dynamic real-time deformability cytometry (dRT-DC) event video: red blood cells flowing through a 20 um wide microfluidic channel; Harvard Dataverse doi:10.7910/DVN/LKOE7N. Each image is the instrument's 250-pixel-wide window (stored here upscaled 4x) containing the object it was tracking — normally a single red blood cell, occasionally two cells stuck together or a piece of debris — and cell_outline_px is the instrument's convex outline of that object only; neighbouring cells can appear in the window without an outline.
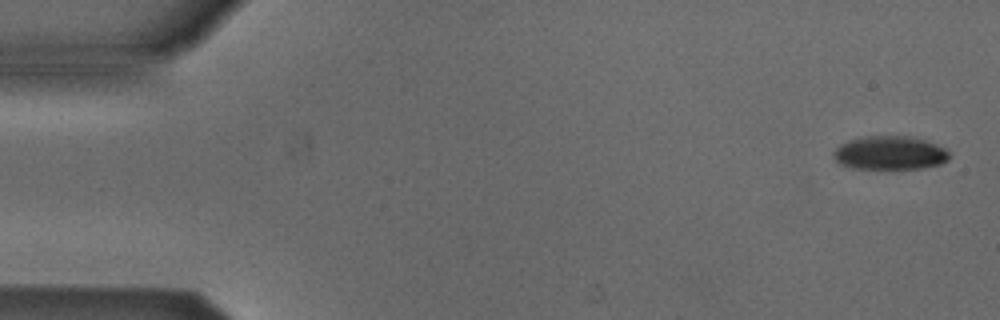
{"species": "Egyptian fruit bat (a non-hibernating species)", "species_latin": "Rousettus aegyptiacus", "temperature_condition": "cold", "stored_images_in_passage": 5, "segment_of_instrument_passage": [1, 2], "camera_frame_rate_fps": 3000, "um_per_image_px": 0.085, "animal": {"sex": "male"}, "frame": {"image": 1, "passage_image": 1, "time_ms": 0.0, "image_size_px": [1000, 320], "cell_outline_px": [[952, 156], [948, 160], [940, 164], [924, 168], [852, 168], [840, 164], [836, 160], [832, 152], [840, 144], [848, 140], [868, 136], [908, 136], [924, 140], [936, 144], [944, 148]], "centroid_in_image_um": [75.65, 13.0], "position_along_channel_um": 9.4, "area_um2": 22.6}}
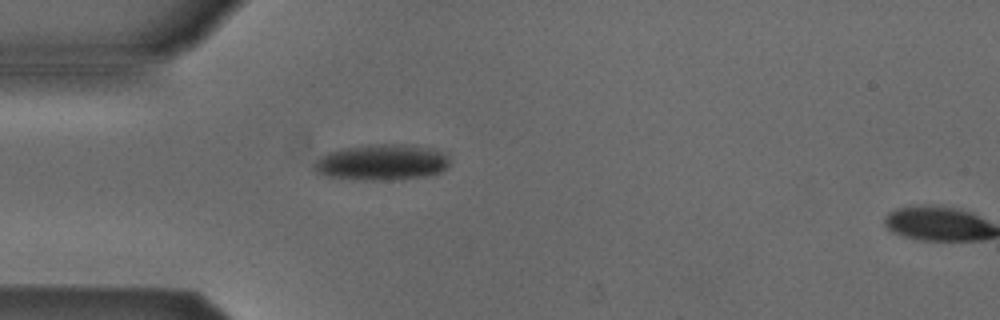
{"frame": {"image": 2, "passage_image": 4, "time_ms": 1.0, "image_size_px": [1000, 320], "cell_outline_px": [[448, 168], [440, 172], [428, 176], [392, 180], [352, 180], [324, 176], [316, 172], [312, 168], [316, 160], [320, 156], [328, 152], [344, 148], [368, 144], [400, 144], [432, 148], [444, 152], [448, 156]], "centroid_in_image_um": [32.43, 13.81], "position_along_channel_um": 52.6, "area_um2": 28.84}}